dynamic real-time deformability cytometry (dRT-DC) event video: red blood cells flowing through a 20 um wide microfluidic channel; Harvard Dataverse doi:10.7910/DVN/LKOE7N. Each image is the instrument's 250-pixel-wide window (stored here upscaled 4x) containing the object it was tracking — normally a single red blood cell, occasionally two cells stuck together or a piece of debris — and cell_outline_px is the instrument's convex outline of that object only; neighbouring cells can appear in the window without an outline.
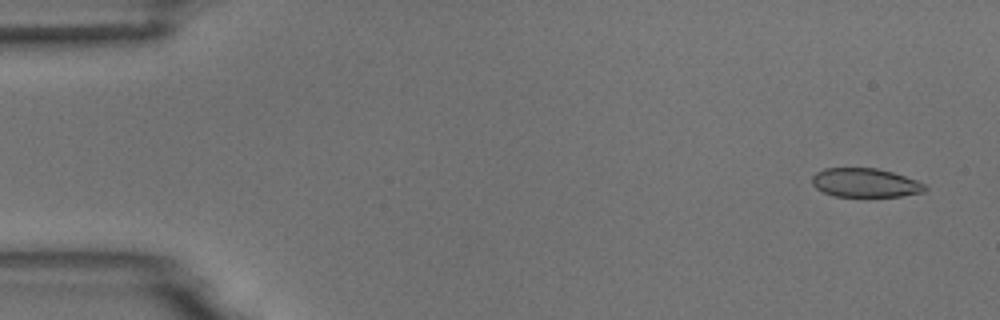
{"species": "common noctule bat (a hibernating species)", "species_latin": "Nyctalus noctula", "temperature_condition": "room temperature", "stored_images_in_passage": 15, "camera_frame_rate_fps": 3000, "um_per_image_px": 0.085, "animal": {"sex": "male", "body_mass_g": 18.8}, "frame": {"image": 1, "passage_image": 1, "time_ms": 0.0, "image_size_px": [1000, 320], "cell_outline_px": [[928, 188], [924, 192], [900, 196], [836, 196], [824, 192], [816, 188], [812, 184], [812, 176], [816, 172], [824, 168], [876, 168], [892, 172], [916, 180], [924, 184]], "centroid_in_image_um": [73.53, 15.53], "position_along_channel_um": 11.5, "area_um2": 18.9}}
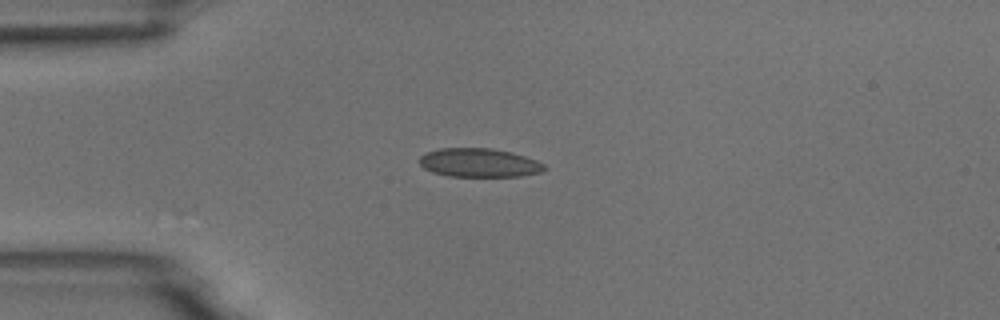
{"frame": {"image": 2, "passage_image": 12, "time_ms": 3.667, "image_size_px": [1000, 320], "cell_outline_px": [[548, 168], [540, 172], [520, 176], [448, 176], [432, 172], [424, 168], [416, 160], [420, 156], [428, 152], [440, 148], [492, 148], [512, 152], [536, 160], [544, 164]], "centroid_in_image_um": [40.71, 13.83], "position_along_channel_um": 44.3, "area_um2": 20.98}}